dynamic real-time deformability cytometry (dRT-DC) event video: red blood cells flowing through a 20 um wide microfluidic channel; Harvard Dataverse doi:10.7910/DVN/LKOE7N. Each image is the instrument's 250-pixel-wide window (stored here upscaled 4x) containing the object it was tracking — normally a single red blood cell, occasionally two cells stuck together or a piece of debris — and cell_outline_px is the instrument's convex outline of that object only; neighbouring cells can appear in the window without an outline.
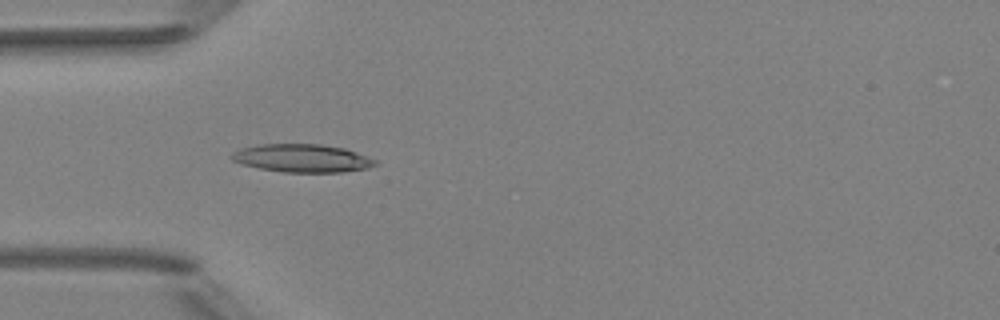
{"species": "Egyptian fruit bat (a non-hibernating species)", "species_latin": "Rousettus aegyptiacus", "temperature_condition": "room temperature", "stored_images_in_passage": 5, "camera_frame_rate_fps": 3000, "um_per_image_px": 0.085, "animal": {"sex": "female"}, "frame": {"image": 1, "passage_image": 5, "time_ms": 4.667, "image_size_px": [1000, 320], "cell_outline_px": [[376, 164], [368, 168], [344, 172], [284, 172], [260, 168], [244, 164], [232, 160], [228, 156], [232, 152], [240, 148], [260, 144], [320, 144], [344, 148], [356, 152], [376, 160]], "centroid_in_image_um": [25.66, 13.44], "position_along_channel_um": 59.3, "area_um2": 23.41}}